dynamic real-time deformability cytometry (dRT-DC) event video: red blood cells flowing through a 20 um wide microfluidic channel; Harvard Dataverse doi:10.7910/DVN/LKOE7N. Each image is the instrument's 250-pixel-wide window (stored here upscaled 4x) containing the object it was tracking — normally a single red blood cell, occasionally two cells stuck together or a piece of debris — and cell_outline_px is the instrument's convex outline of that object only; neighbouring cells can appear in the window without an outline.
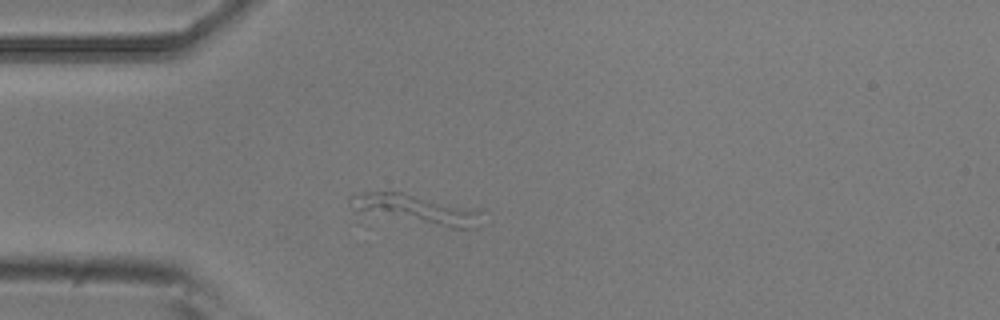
{"species": "common noctule bat (a hibernating species)", "species_latin": "Nyctalus noctula", "temperature_condition": "room temperature", "stored_images_in_passage": 1, "camera_frame_rate_fps": 3000, "um_per_image_px": 0.085, "animal": {"sex": "male", "body_mass_g": 20.5, "forearm_length_mm": 52.5}, "frame": {"image": 1, "passage_image": 1, "time_ms": 0.0, "image_size_px": [1000, 320], "cell_outline_px": [[484, 224], [476, 228], [452, 228], [352, 212], [348, 204], [348, 196], [364, 192], [400, 192], [484, 208]], "centroid_in_image_um": [35.46, 17.8], "position_along_channel_um": 49.5, "area_um2": 23.81}}